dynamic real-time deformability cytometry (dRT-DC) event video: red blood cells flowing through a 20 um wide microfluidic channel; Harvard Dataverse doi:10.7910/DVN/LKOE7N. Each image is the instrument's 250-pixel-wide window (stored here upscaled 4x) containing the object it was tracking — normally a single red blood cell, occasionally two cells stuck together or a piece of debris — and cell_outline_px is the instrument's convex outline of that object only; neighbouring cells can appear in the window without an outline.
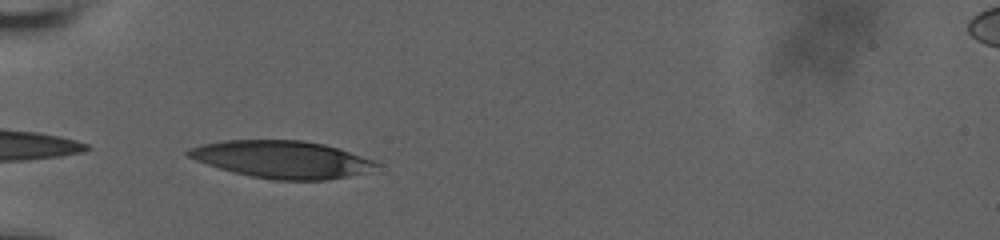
{"species": "human", "species_latin": "Homo sapiens", "temperature_condition": "room temperature", "stored_images_in_passage": 12, "camera_frame_rate_fps": 3000, "um_per_image_px": 0.085, "donor": {"sex": "male"}, "frame": {"image": 1, "passage_image": 1, "time_ms": 0.0, "image_size_px": [1000, 240], "cell_outline_px": [[380, 164], [360, 172], [348, 176], [328, 180], [276, 180], [252, 176], [232, 172], [196, 160], [188, 156], [184, 152], [188, 148], [200, 144], [224, 140], [304, 140], [324, 144], [372, 160]], "centroid_in_image_um": [23.87, 13.54], "position_along_channel_um": 61.1, "area_um2": 40.34}}
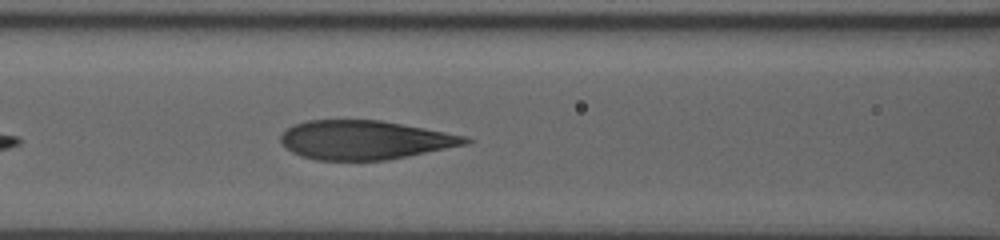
{"frame": {"image": 2, "passage_image": 8, "time_ms": 2.333, "image_size_px": [1000, 240], "cell_outline_px": [[472, 140], [468, 144], [388, 160], [316, 160], [300, 156], [292, 152], [280, 140], [280, 136], [288, 128], [296, 124], [308, 120], [380, 120], [468, 136]], "centroid_in_image_um": [31.03, 11.9], "position_along_channel_um": 135.6, "area_um2": 41.73}}
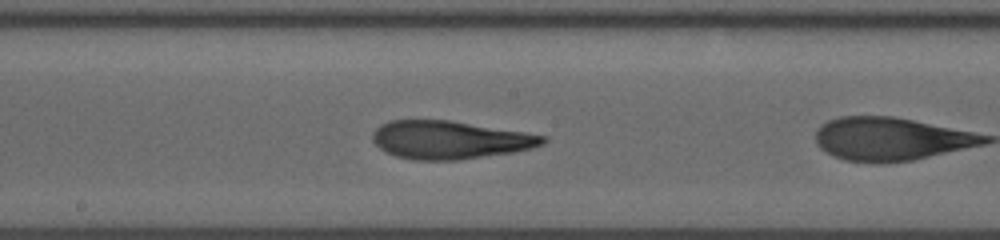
{"frame": {"image": 3, "passage_image": 11, "time_ms": 3.333, "image_size_px": [1000, 240], "cell_outline_px": [[548, 140], [544, 144], [532, 148], [512, 152], [456, 160], [412, 160], [396, 156], [384, 152], [372, 140], [372, 132], [380, 124], [388, 120], [448, 120], [524, 132], [548, 136]], "centroid_in_image_um": [38.2, 11.89], "position_along_channel_um": 210.0, "area_um2": 37.8}}